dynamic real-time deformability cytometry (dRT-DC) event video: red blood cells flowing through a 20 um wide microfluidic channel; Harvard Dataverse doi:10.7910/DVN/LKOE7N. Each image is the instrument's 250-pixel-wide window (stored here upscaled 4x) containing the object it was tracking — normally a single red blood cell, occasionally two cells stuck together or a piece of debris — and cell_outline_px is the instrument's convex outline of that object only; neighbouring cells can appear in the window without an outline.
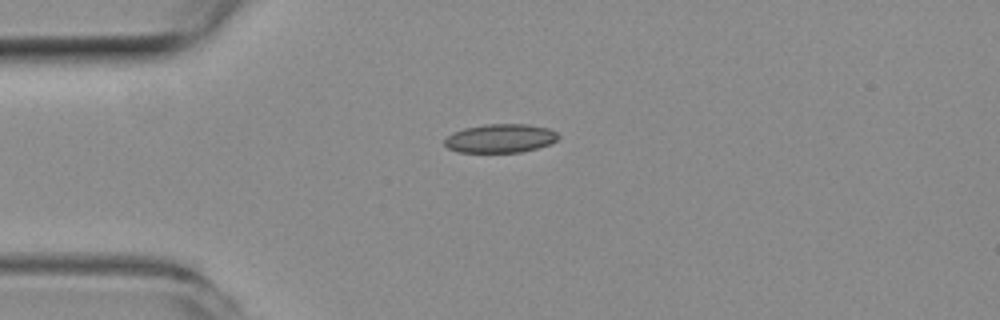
{"species": "common noctule bat (a hibernating species)", "species_latin": "Nyctalus noctula", "temperature_condition": "room temperature", "stored_images_in_passage": 40, "camera_frame_rate_fps": 3000, "um_per_image_px": 0.085, "animal": {"sex": "female", "body_mass_g": 19.3, "forearm_length_mm": 54.1}, "frame": {"image": 1, "passage_image": 1, "time_ms": 0.0, "image_size_px": [1000, 320], "cell_outline_px": [[560, 136], [556, 140], [548, 144], [536, 148], [520, 152], [456, 152], [448, 148], [444, 144], [444, 140], [452, 132], [464, 128], [484, 124], [528, 124], [548, 128], [556, 132]], "centroid_in_image_um": [42.5, 11.75], "position_along_channel_um": 42.5, "area_um2": 19.02}}
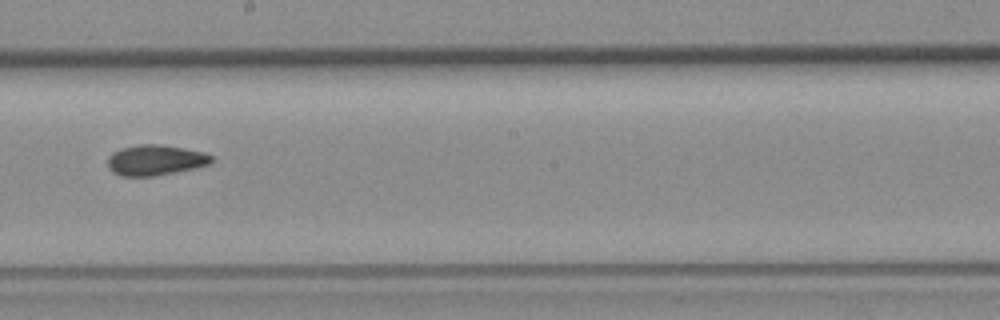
{"frame": {"image": 2, "passage_image": 17, "time_ms": 5.333, "image_size_px": [1000, 320], "cell_outline_px": [[216, 160], [208, 164], [196, 168], [152, 176], [120, 176], [112, 172], [108, 168], [108, 156], [112, 152], [120, 148], [140, 144], [160, 144], [184, 148], [204, 152], [212, 156]], "centroid_in_image_um": [13.2, 13.6], "position_along_channel_um": 235.0, "area_um2": 18.61}}
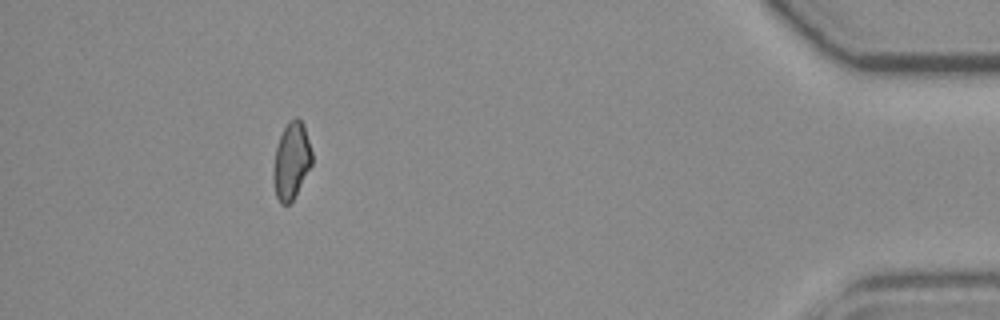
{"frame": {"image": 3, "passage_image": 35, "time_ms": 11.333, "image_size_px": [1000, 320], "cell_outline_px": [[312, 164], [292, 200], [288, 204], [280, 204], [276, 196], [272, 180], [272, 176], [276, 148], [280, 136], [288, 120], [296, 116], [304, 124], [312, 152]], "centroid_in_image_um": [24.76, 13.65], "position_along_channel_um": 410.4, "area_um2": 17.22}, "authors_computed_cell_mechanics": {"area_um2": 18.0914, "velocity_mm_per_s": 3.9862, "shape_relaxation_time_tau1_ms": null, "shape_relaxation_time_tau2_ms": 5.7618, "deformation_change_tau1": null, "deformation_change_tau2": 0.1182}}